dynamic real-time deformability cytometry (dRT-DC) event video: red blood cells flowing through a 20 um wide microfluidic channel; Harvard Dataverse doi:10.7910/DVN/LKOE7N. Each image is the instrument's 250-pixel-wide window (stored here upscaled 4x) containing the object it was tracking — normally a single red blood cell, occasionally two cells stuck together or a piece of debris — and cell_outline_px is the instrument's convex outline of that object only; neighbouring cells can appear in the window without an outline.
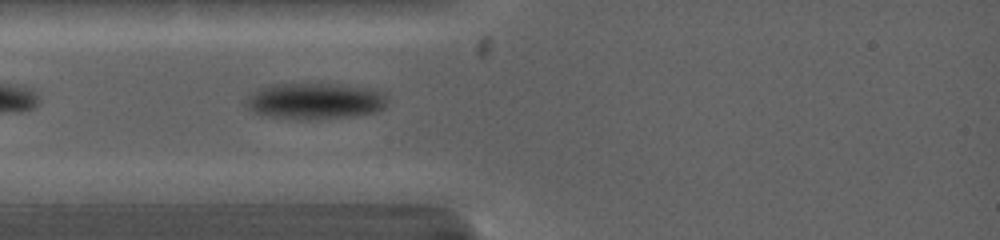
{"species": "common noctule bat (a hibernating species)", "species_latin": "Nyctalus noctula", "temperature_condition": "warm", "stored_images_in_passage": 1, "camera_frame_rate_fps": 5000, "um_per_image_px": 0.085, "animal": {"sex": "female", "body_mass_g": 19.0, "forearm_length_mm": 53.3}, "frame": {"image": 1, "passage_image": 1, "time_ms": 0.0, "image_size_px": [1000, 240], "cell_outline_px": [[388, 100], [384, 108], [376, 112], [352, 116], [300, 120], [272, 116], [256, 112], [248, 108], [244, 104], [244, 100], [256, 88], [268, 84], [348, 84], [368, 88], [384, 92]], "centroid_in_image_um": [26.77, 8.57], "position_along_channel_um": 58.2, "area_um2": 30.17}}